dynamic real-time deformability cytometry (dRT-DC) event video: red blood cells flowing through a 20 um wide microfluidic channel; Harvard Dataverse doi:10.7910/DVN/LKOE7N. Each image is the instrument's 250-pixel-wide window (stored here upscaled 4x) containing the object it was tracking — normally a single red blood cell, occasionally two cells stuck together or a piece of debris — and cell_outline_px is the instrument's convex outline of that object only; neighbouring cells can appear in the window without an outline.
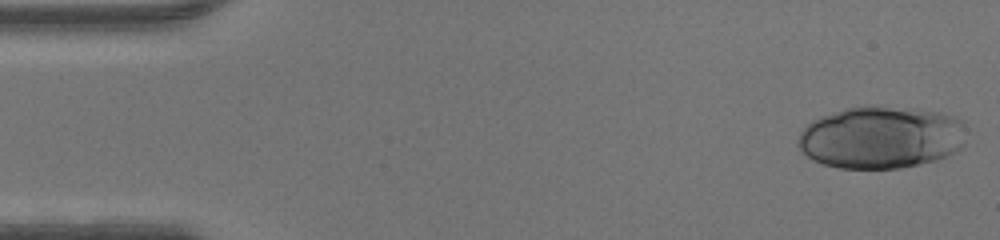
{"species": "human", "species_latin": "Homo sapiens", "temperature_condition": "warm", "stored_images_in_passage": 46, "camera_frame_rate_fps": 3000, "um_per_image_px": 0.085, "donor": {"sex": "male"}, "frame": {"image": 1, "passage_image": 1, "time_ms": 0.0, "image_size_px": [1000, 240], "cell_outline_px": [[968, 128], [964, 144], [956, 152], [936, 160], [900, 168], [840, 168], [824, 164], [812, 160], [800, 152], [796, 144], [796, 140], [800, 132], [812, 120], [820, 116], [848, 108], [864, 104], [876, 104], [916, 108], [940, 112], [956, 116], [964, 120]], "centroid_in_image_um": [74.92, 11.64], "position_along_channel_um": 10.1, "area_um2": 62.66}}